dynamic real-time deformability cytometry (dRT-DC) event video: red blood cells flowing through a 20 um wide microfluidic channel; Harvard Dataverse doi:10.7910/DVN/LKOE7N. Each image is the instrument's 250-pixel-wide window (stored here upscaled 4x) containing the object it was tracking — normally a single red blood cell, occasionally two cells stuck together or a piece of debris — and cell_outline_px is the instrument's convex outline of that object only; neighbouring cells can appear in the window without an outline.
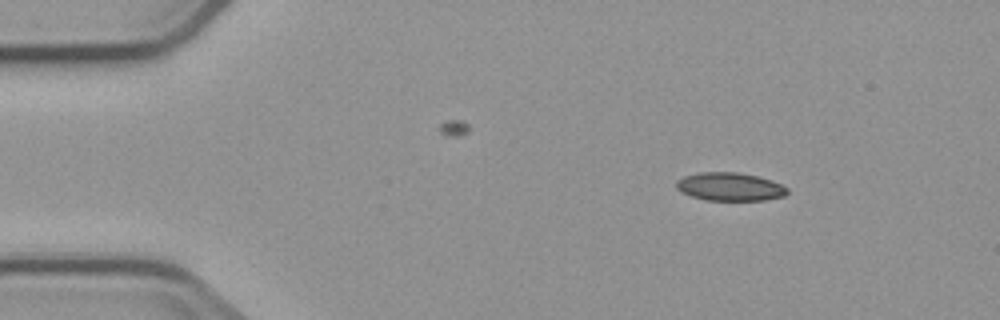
{"species": "common noctule bat (a hibernating species)", "species_latin": "Nyctalus noctula", "temperature_condition": "cold", "stored_images_in_passage": 5, "camera_frame_rate_fps": 3000, "um_per_image_px": 0.085, "animal": {"sex": "male", "body_mass_g": 23.1, "forearm_length_mm": 52.7}, "frame": {"image": 1, "passage_image": 1, "time_ms": 0.0, "image_size_px": [1000, 320], "cell_outline_px": [[788, 192], [784, 196], [764, 200], [704, 200], [680, 192], [676, 188], [676, 180], [684, 176], [700, 172], [736, 172], [756, 176], [772, 180], [788, 188]], "centroid_in_image_um": [62.02, 15.87], "position_along_channel_um": 23.0, "area_um2": 18.26}}
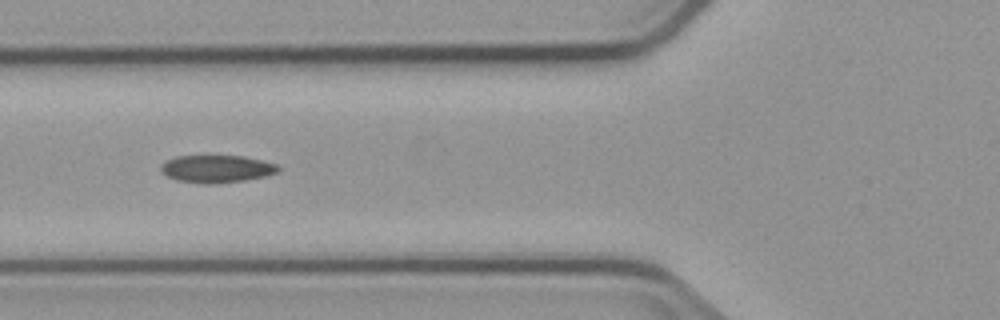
{"frame": {"image": 2, "passage_image": 4, "time_ms": 4.333, "image_size_px": [1000, 320], "cell_outline_px": [[280, 172], [264, 176], [244, 180], [216, 184], [204, 184], [176, 180], [160, 172], [160, 164], [164, 160], [176, 156], [244, 156], [276, 164], [280, 168]], "centroid_in_image_um": [18.37, 14.35], "position_along_channel_um": 107.4, "area_um2": 18.96}}
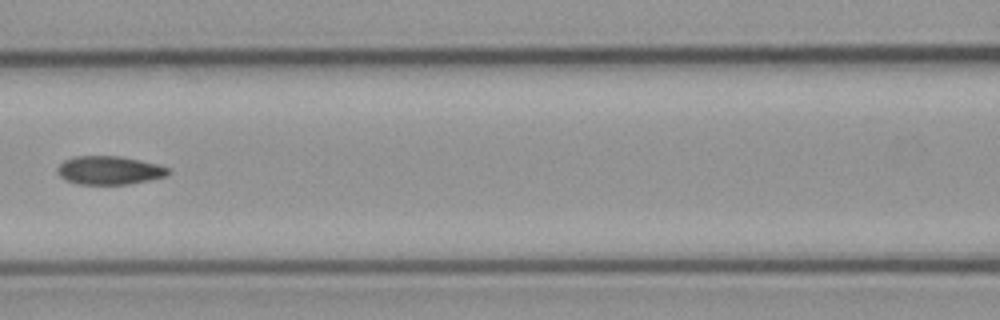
{"frame": {"image": 3, "passage_image": 5, "time_ms": 5.667, "image_size_px": [1000, 320], "cell_outline_px": [[172, 172], [168, 176], [128, 184], [76, 184], [64, 180], [56, 172], [56, 168], [64, 160], [76, 156], [120, 156], [140, 160], [156, 164], [168, 168]], "centroid_in_image_um": [9.27, 14.48], "position_along_channel_um": 157.3, "area_um2": 18.5}}